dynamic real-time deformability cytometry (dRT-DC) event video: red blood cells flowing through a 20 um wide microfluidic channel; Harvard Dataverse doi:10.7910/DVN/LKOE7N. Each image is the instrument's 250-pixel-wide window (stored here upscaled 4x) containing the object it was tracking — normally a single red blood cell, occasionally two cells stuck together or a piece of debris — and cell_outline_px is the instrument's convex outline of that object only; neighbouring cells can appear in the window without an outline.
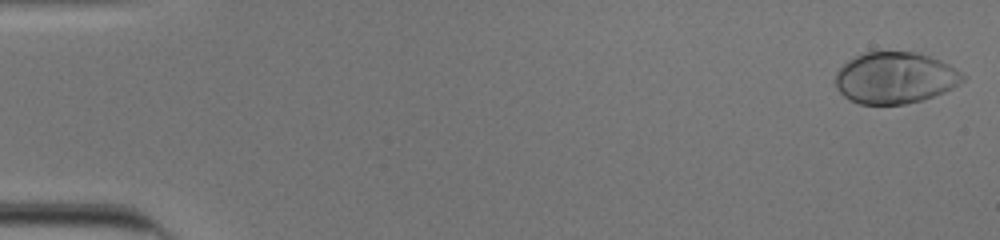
{"species": "human", "species_latin": "Homo sapiens", "temperature_condition": "cold", "stored_images_in_passage": 47, "camera_frame_rate_fps": 3000, "um_per_image_px": 0.085, "donor": {"sex": "male"}, "frame": {"image": 1, "passage_image": 1, "time_ms": 0.0, "image_size_px": [1000, 240], "cell_outline_px": [[968, 76], [964, 80], [952, 88], [944, 92], [924, 100], [904, 104], [860, 104], [844, 96], [836, 88], [836, 72], [848, 60], [864, 52], [916, 52], [940, 60], [948, 64]], "centroid_in_image_um": [76.1, 6.62], "position_along_channel_um": 8.9, "area_um2": 38.15}}
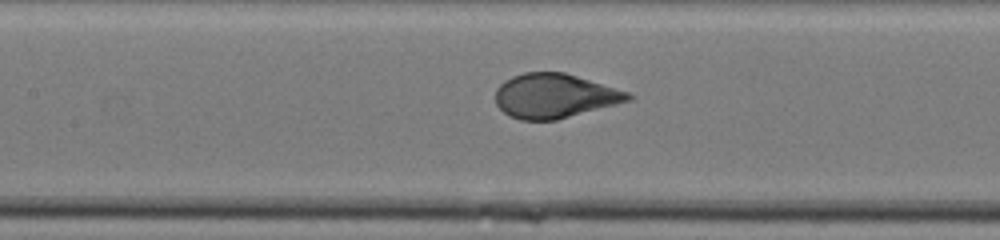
{"frame": {"image": 2, "passage_image": 25, "time_ms": 8.0, "image_size_px": [1000, 240], "cell_outline_px": [[636, 96], [632, 100], [556, 120], [520, 120], [508, 116], [496, 104], [496, 88], [504, 80], [512, 76], [524, 72], [564, 72], [628, 92]], "centroid_in_image_um": [47.12, 8.15], "position_along_channel_um": 160.3, "area_um2": 34.28}}
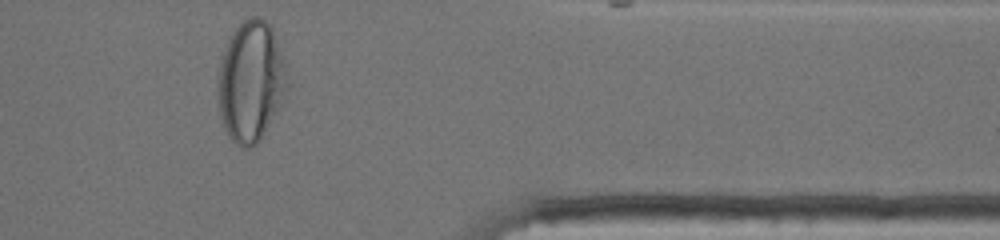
{"frame": {"image": 3, "passage_image": 44, "time_ms": 14.333, "image_size_px": [1000, 240], "cell_outline_px": [[288, 88], [280, 104], [260, 140], [256, 144], [248, 148], [240, 148], [228, 136], [224, 128], [220, 112], [216, 92], [216, 80], [220, 60], [228, 40], [232, 32], [244, 20], [252, 16], [260, 16], [272, 28], [284, 64], [288, 80]], "centroid_in_image_um": [21.28, 6.94], "position_along_channel_um": 390.1, "area_um2": 48.67}}